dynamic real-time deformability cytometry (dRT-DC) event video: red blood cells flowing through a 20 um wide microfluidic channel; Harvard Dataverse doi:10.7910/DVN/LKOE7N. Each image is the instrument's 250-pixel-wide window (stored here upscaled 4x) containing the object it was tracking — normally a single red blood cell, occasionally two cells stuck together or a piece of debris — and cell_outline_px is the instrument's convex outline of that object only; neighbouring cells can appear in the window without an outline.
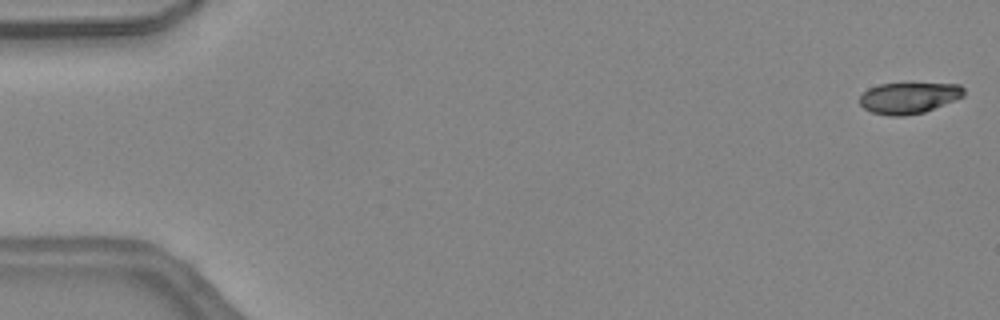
{"species": "common noctule bat (a hibernating species)", "species_latin": "Nyctalus noctula", "temperature_condition": "warm", "stored_images_in_passage": 46, "camera_frame_rate_fps": 3000, "um_per_image_px": 0.085, "animal": {"sex": "female", "body_mass_g": 24.6, "forearm_length_mm": 56.2}, "frame": {"image": 1, "passage_image": 1, "time_ms": 0.0, "image_size_px": [1000, 320], "cell_outline_px": [[964, 96], [924, 112], [904, 116], [892, 116], [872, 112], [864, 108], [860, 104], [860, 96], [868, 88], [880, 84], [912, 80], [960, 84], [964, 88]], "centroid_in_image_um": [77.28, 8.25], "position_along_channel_um": 7.7, "area_um2": 19.83}}
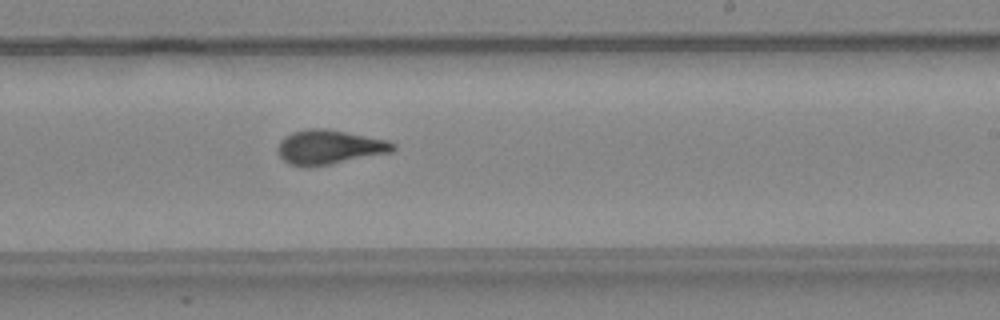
{"frame": {"image": 2, "passage_image": 28, "time_ms": 9.0, "image_size_px": [1000, 320], "cell_outline_px": [[396, 148], [392, 152], [308, 168], [300, 168], [288, 164], [276, 152], [276, 148], [280, 140], [284, 136], [292, 132], [308, 128], [324, 128], [388, 140], [396, 144]], "centroid_in_image_um": [27.93, 12.52], "position_along_channel_um": 261.1, "area_um2": 23.35}}
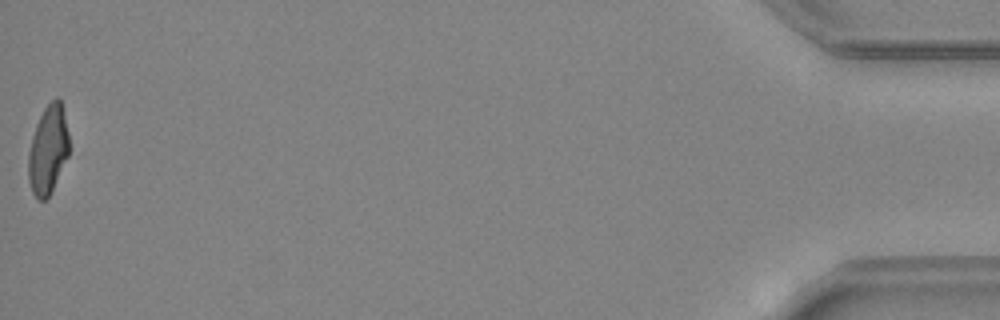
{"frame": {"image": 3, "passage_image": 46, "time_ms": 15.0, "image_size_px": [1000, 320], "cell_outline_px": [[68, 156], [52, 192], [44, 200], [36, 200], [32, 192], [28, 180], [28, 152], [32, 136], [36, 124], [44, 108], [56, 96], [60, 100], [68, 132]], "centroid_in_image_um": [4.06, 12.78], "position_along_channel_um": 431.1, "area_um2": 21.04}, "authors_computed_cell_mechanics": {"area_um2": 21.7328, "velocity_mm_per_s": 4.5114, "shape_relaxation_time_tau1_ms": 3.4405, "shape_relaxation_time_tau2_ms": 2.0405, "deformation_change_tau1": 0.1405, "deformation_change_tau2": 0.0963}}